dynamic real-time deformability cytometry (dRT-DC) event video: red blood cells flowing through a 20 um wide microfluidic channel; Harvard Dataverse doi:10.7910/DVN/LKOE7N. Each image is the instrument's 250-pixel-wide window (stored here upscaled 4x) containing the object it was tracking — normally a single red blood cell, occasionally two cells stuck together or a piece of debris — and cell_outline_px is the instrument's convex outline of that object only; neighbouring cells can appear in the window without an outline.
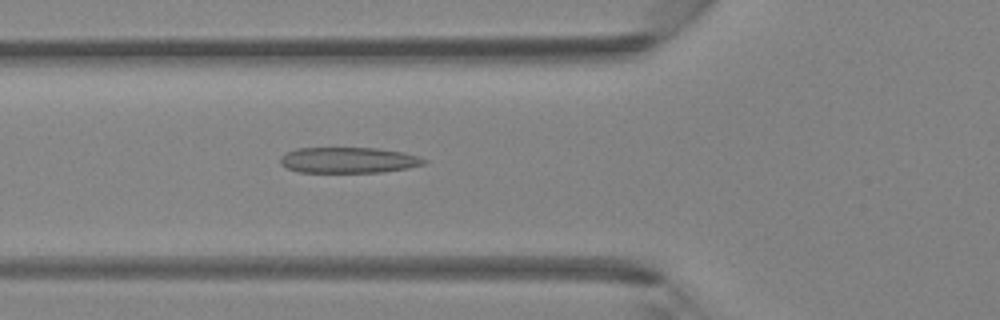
{"species": "Egyptian fruit bat (a non-hibernating species)", "species_latin": "Rousettus aegyptiacus", "temperature_condition": "room temperature", "stored_images_in_passage": 30, "camera_frame_rate_fps": 3000, "um_per_image_px": 0.085, "animal": {"sex": "female"}, "frame": {"image": 1, "passage_image": 6, "time_ms": 1.667, "image_size_px": [1000, 320], "cell_outline_px": [[428, 160], [424, 164], [408, 168], [380, 172], [300, 172], [288, 168], [280, 164], [280, 156], [284, 152], [296, 148], [380, 148], [404, 152], [420, 156]], "centroid_in_image_um": [29.62, 13.6], "position_along_channel_um": 96.2, "area_um2": 21.79}}
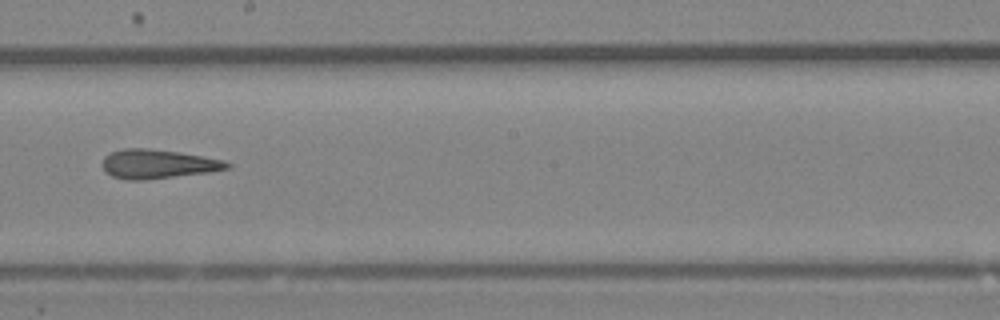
{"frame": {"image": 2, "passage_image": 15, "time_ms": 4.667, "image_size_px": [1000, 320], "cell_outline_px": [[232, 168], [208, 172], [144, 180], [128, 180], [112, 176], [104, 172], [104, 156], [112, 152], [124, 148], [148, 148], [180, 152], [204, 156], [224, 160], [232, 164]], "centroid_in_image_um": [13.45, 13.94], "position_along_channel_um": 234.7, "area_um2": 21.15}}
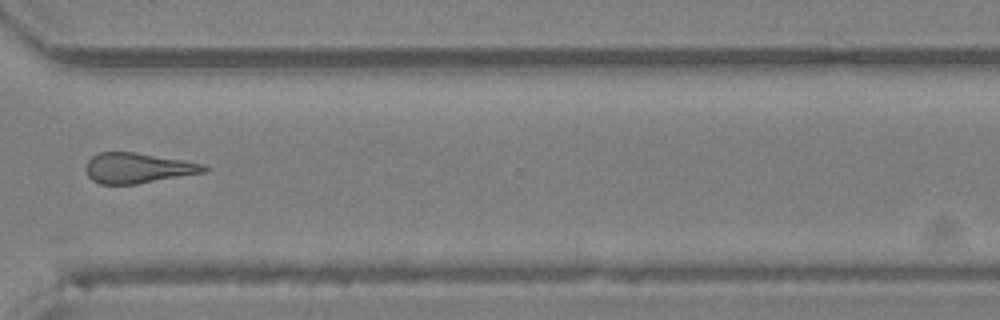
{"frame": {"image": 3, "passage_image": 23, "time_ms": 7.333, "image_size_px": [1000, 320], "cell_outline_px": [[212, 168], [208, 172], [136, 184], [100, 184], [92, 180], [88, 176], [84, 168], [88, 160], [92, 156], [100, 152], [136, 152], [184, 160], [204, 164]], "centroid_in_image_um": [11.75, 14.28], "position_along_channel_um": 358.8, "area_um2": 21.15}}